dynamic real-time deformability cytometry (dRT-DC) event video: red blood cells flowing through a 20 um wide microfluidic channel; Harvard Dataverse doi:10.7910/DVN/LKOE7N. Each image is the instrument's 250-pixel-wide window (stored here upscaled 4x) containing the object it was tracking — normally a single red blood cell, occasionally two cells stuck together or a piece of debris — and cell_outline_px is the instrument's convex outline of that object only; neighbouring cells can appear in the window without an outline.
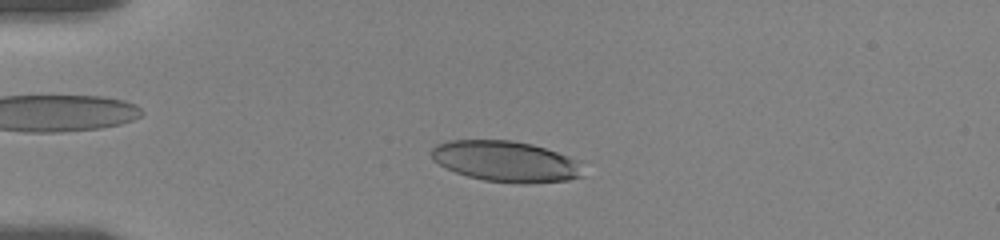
{"species": "human", "species_latin": "Homo sapiens", "temperature_condition": "room temperature", "stored_images_in_passage": 73, "camera_frame_rate_fps": 3000, "um_per_image_px": 0.085, "donor": {"sex": "female"}, "frame": {"image": 1, "passage_image": 16, "time_ms": 4.0, "image_size_px": [1000, 240], "cell_outline_px": [[584, 176], [568, 180], [524, 184], [516, 184], [484, 180], [468, 176], [456, 172], [432, 160], [432, 148], [436, 144], [448, 140], [512, 140], [532, 144], [568, 156], [576, 160]], "centroid_in_image_um": [42.98, 13.72], "position_along_channel_um": 42.0, "area_um2": 35.95}}
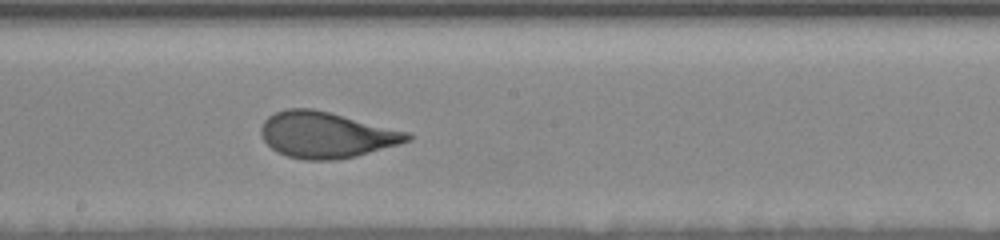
{"frame": {"image": 2, "passage_image": 38, "time_ms": 10.0, "image_size_px": [1000, 240], "cell_outline_px": [[412, 140], [356, 156], [336, 160], [304, 160], [288, 156], [276, 152], [264, 140], [260, 132], [260, 128], [264, 120], [268, 116], [276, 112], [288, 108], [312, 108], [408, 132], [412, 136]], "centroid_in_image_um": [27.69, 11.47], "position_along_channel_um": 220.5, "area_um2": 38.96}}
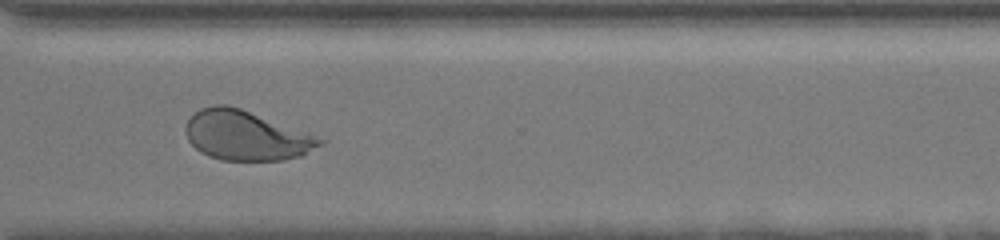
{"frame": {"image": 3, "passage_image": 58, "time_ms": 13.667, "image_size_px": [1000, 240], "cell_outline_px": [[328, 140], [324, 144], [300, 156], [284, 160], [220, 160], [208, 156], [200, 152], [188, 140], [184, 132], [184, 128], [188, 120], [200, 108], [216, 104], [228, 104], [240, 108]], "centroid_in_image_um": [20.9, 11.52], "position_along_channel_um": 349.7, "area_um2": 38.78}, "authors_computed_cell_mechanics": {"area_um2": 38.6682, "velocity_mm_per_s": 3.526, "shape_relaxation_time_tau1_ms": 3.5993, "shape_relaxation_time_tau2_ms": null, "deformation_change_tau1": 0.1763, "deformation_change_tau2": null}}